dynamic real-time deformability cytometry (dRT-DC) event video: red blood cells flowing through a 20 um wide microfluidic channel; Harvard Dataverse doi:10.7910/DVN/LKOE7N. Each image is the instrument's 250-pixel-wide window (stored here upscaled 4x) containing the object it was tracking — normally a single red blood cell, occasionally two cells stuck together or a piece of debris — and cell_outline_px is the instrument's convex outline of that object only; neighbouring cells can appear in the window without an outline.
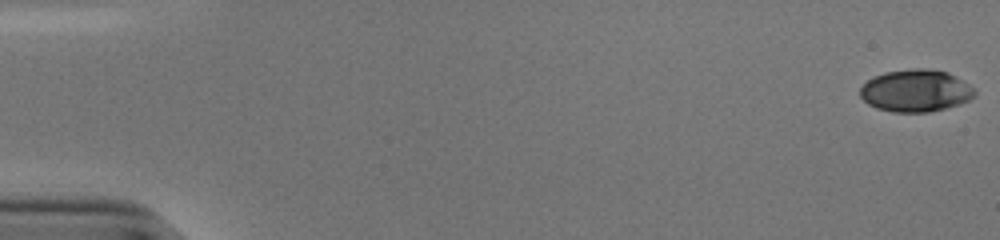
{"species": "human", "species_latin": "Homo sapiens", "temperature_condition": "cold", "stored_images_in_passage": 4, "camera_frame_rate_fps": 3000, "um_per_image_px": 0.085, "donor": {"sex": "male"}, "frame": {"image": 1, "passage_image": 1, "time_ms": 0.0, "image_size_px": [1000, 240], "cell_outline_px": [[976, 96], [960, 104], [928, 112], [892, 112], [876, 108], [868, 104], [860, 96], [860, 88], [872, 76], [884, 72], [912, 68], [928, 68], [948, 72], [956, 76], [976, 88]], "centroid_in_image_um": [77.85, 7.7], "position_along_channel_um": 7.2, "area_um2": 28.5}}